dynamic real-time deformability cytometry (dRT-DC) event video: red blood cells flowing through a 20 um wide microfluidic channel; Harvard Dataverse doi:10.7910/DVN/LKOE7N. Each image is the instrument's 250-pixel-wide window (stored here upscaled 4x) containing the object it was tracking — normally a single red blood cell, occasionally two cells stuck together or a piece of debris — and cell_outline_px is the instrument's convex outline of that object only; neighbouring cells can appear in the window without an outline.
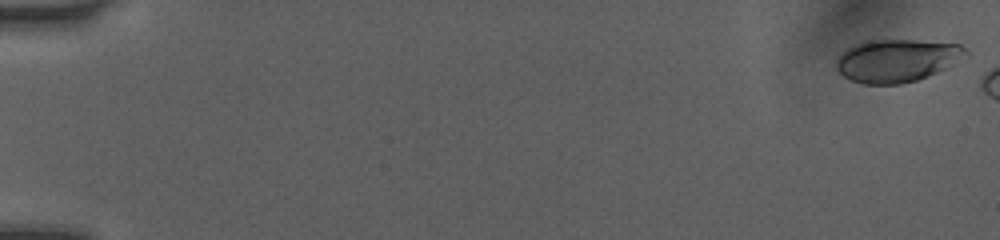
{"species": "human", "species_latin": "Homo sapiens", "temperature_condition": "room temperature", "stored_images_in_passage": 8, "camera_frame_rate_fps": 3000, "um_per_image_px": 0.085, "donor": {"sex": "female"}, "frame": {"image": 1, "passage_image": 1, "time_ms": 0.0, "image_size_px": [1000, 240], "cell_outline_px": [[968, 56], [936, 72], [916, 80], [900, 84], [864, 84], [852, 80], [844, 76], [836, 68], [836, 60], [848, 48], [860, 44], [880, 40], [916, 40], [960, 44], [968, 52]], "centroid_in_image_um": [76.27, 5.15], "position_along_channel_um": 8.7, "area_um2": 31.62}}